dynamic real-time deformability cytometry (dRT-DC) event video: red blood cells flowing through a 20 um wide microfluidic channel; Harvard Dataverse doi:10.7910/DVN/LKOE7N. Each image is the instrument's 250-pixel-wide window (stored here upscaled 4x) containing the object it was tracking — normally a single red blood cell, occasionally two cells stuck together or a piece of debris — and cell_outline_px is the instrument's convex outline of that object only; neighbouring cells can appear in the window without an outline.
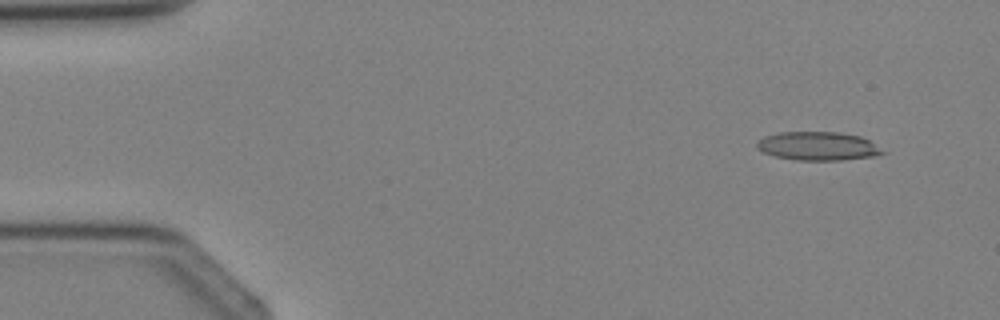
{"species": "Egyptian fruit bat (a non-hibernating species)", "species_latin": "Rousettus aegyptiacus", "temperature_condition": "cold", "stored_images_in_passage": 4, "camera_frame_rate_fps": 3000, "um_per_image_px": 0.085, "animal": {"sex": "female"}, "frame": {"image": 1, "passage_image": 1, "time_ms": 0.0, "image_size_px": [1000, 320], "cell_outline_px": [[888, 152], [876, 156], [840, 160], [796, 160], [776, 156], [764, 152], [756, 148], [756, 144], [764, 136], [780, 132], [836, 132], [860, 136], [868, 140]], "centroid_in_image_um": [69.55, 12.42], "position_along_channel_um": 15.5, "area_um2": 20.87}}
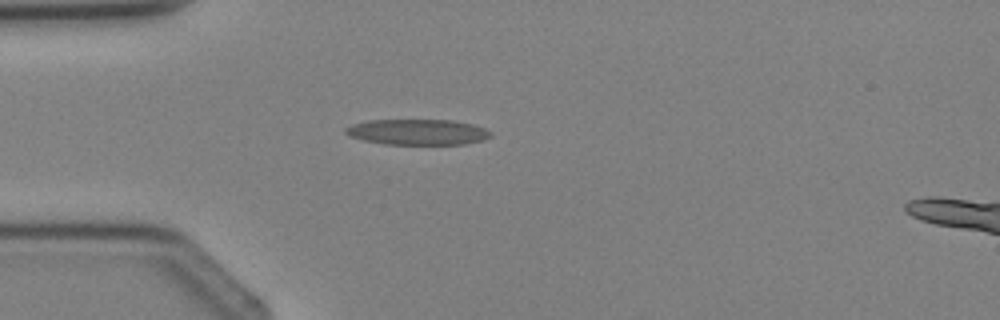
{"frame": {"image": 2, "passage_image": 3, "time_ms": 2.333, "image_size_px": [1000, 320], "cell_outline_px": [[492, 136], [480, 140], [464, 144], [384, 144], [364, 140], [352, 136], [344, 132], [344, 128], [352, 124], [368, 120], [452, 120], [472, 124], [484, 128], [492, 132]], "centroid_in_image_um": [35.49, 11.21], "position_along_channel_um": 49.5, "area_um2": 21.56}}